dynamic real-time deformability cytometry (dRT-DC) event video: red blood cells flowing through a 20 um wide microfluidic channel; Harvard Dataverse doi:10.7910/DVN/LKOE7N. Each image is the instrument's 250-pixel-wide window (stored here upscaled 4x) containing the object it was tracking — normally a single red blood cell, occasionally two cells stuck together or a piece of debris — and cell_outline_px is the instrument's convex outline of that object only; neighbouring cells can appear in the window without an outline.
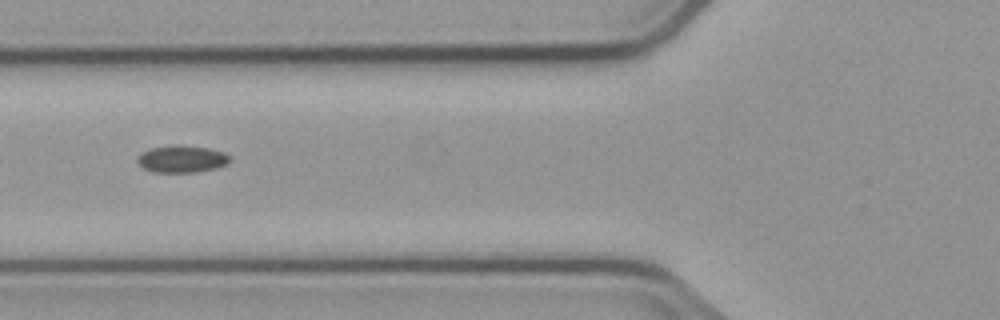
{"species": "common noctule bat (a hibernating species)", "species_latin": "Nyctalus noctula", "temperature_condition": "cold", "stored_images_in_passage": 7, "camera_frame_rate_fps": 3000, "um_per_image_px": 0.085, "animal": {"sex": "male", "body_mass_g": 23.1, "forearm_length_mm": 52.7}, "frame": {"image": 1, "passage_image": 5, "time_ms": 5.333, "image_size_px": [1000, 320], "cell_outline_px": [[228, 164], [216, 168], [196, 172], [156, 172], [144, 168], [136, 160], [140, 152], [152, 148], [176, 144], [180, 144], [208, 148], [224, 152], [228, 156]], "centroid_in_image_um": [15.44, 13.5], "position_along_channel_um": 110.4, "area_um2": 14.57}}
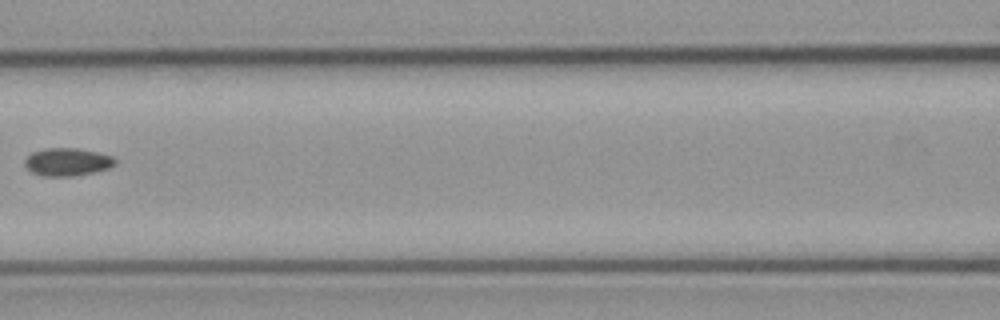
{"frame": {"image": 2, "passage_image": 6, "time_ms": 6.667, "image_size_px": [1000, 320], "cell_outline_px": [[116, 164], [108, 168], [92, 172], [72, 176], [44, 176], [32, 172], [24, 164], [24, 160], [32, 152], [44, 148], [76, 148], [96, 152], [112, 156], [116, 160]], "centroid_in_image_um": [5.71, 13.75], "position_along_channel_um": 160.9, "area_um2": 14.51}}
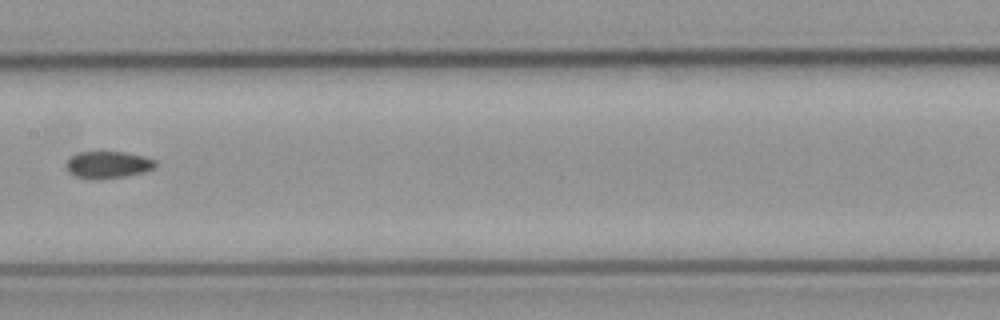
{"frame": {"image": 3, "passage_image": 7, "time_ms": 7.667, "image_size_px": [1000, 320], "cell_outline_px": [[156, 164], [152, 168], [144, 172], [124, 176], [100, 180], [76, 176], [68, 172], [64, 168], [64, 164], [72, 156], [80, 152], [124, 152], [144, 156], [156, 160]], "centroid_in_image_um": [9.14, 14.01], "position_along_channel_um": 198.3, "area_um2": 14.05}}